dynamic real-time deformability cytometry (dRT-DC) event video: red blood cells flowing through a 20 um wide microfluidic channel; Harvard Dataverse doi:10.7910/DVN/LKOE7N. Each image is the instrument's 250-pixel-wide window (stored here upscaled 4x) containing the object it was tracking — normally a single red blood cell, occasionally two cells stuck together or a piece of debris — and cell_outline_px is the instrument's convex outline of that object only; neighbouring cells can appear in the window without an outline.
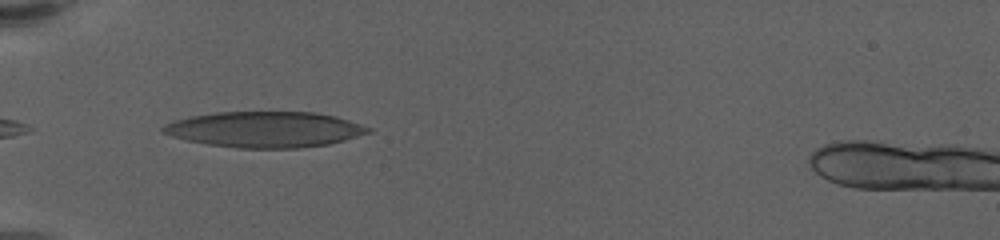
{"species": "human", "species_latin": "Homo sapiens", "temperature_condition": "warm", "stored_images_in_passage": 41, "camera_frame_rate_fps": 3000, "um_per_image_px": 0.085, "donor": {"sex": "female"}, "frame": {"image": 1, "passage_image": 1, "time_ms": 0.0, "image_size_px": [1000, 240], "cell_outline_px": [[372, 132], [344, 140], [328, 144], [296, 148], [236, 148], [208, 144], [188, 140], [172, 136], [160, 132], [160, 128], [164, 124], [172, 120], [192, 116], [216, 112], [316, 112], [336, 116], [372, 128]], "centroid_in_image_um": [22.49, 11.0], "position_along_channel_um": 62.5, "area_um2": 42.83}}
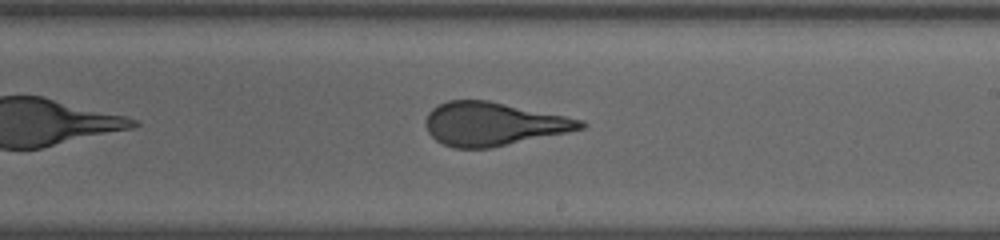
{"frame": {"image": 2, "passage_image": 18, "time_ms": 5.667, "image_size_px": [1000, 240], "cell_outline_px": [[588, 124], [584, 128], [568, 132], [492, 148], [452, 148], [436, 140], [428, 132], [424, 120], [428, 112], [432, 108], [448, 100], [488, 100], [584, 120]], "centroid_in_image_um": [41.91, 10.54], "position_along_channel_um": 247.1, "area_um2": 39.19}}
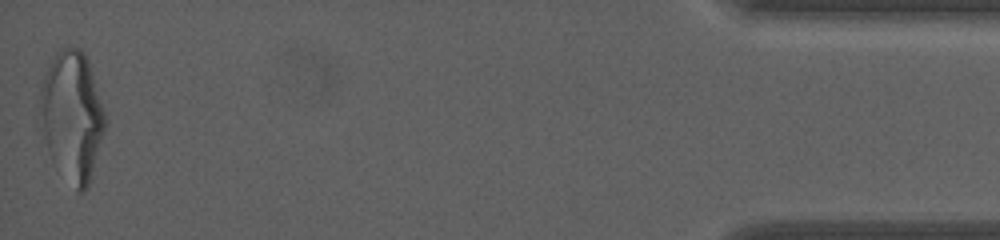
{"frame": {"image": 3, "passage_image": 41, "time_ms": 13.333, "image_size_px": [1000, 240], "cell_outline_px": [[108, 120], [92, 176], [88, 188], [84, 192], [76, 192], [52, 160], [44, 136], [40, 104], [40, 88], [44, 76], [56, 52], [60, 48], [68, 44], [80, 48], [84, 52], [88, 60]], "centroid_in_image_um": [6.17, 9.85], "position_along_channel_um": 429.0, "area_um2": 49.42}, "authors_computed_cell_mechanics": {"area_um2": 40.6334, "velocity_mm_per_s": 3.3995, "shape_relaxation_time_tau1_ms": 9.6452, "shape_relaxation_time_tau2_ms": 0.9768, "deformation_change_tau1": 0.3416, "deformation_change_tau2": 0.0963}}